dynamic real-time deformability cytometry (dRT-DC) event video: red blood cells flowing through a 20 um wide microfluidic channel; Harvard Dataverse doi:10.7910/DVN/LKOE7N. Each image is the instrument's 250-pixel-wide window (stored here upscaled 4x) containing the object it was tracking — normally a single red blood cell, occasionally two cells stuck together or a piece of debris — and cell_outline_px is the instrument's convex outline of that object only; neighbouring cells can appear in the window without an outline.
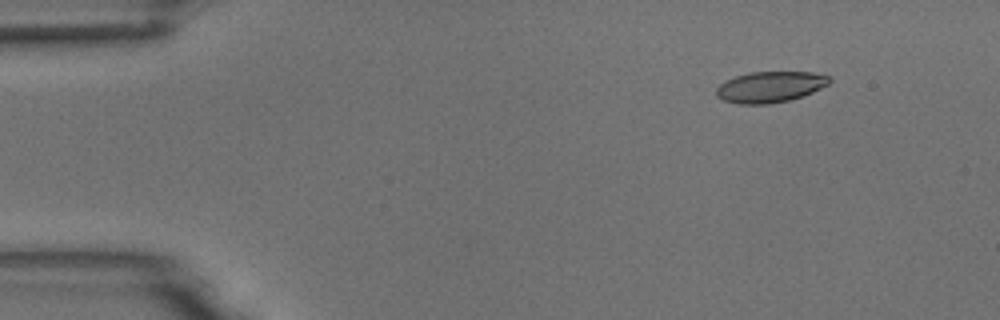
{"species": "common noctule bat (a hibernating species)", "species_latin": "Nyctalus noctula", "temperature_condition": "room temperature", "stored_images_in_passage": 5, "camera_frame_rate_fps": 3000, "um_per_image_px": 0.085, "animal": {"sex": "male", "body_mass_g": 18.8}, "frame": {"image": 1, "passage_image": 2, "time_ms": 0.333, "image_size_px": [1000, 320], "cell_outline_px": [[832, 80], [828, 84], [812, 92], [788, 100], [768, 104], [740, 104], [724, 100], [716, 96], [716, 88], [720, 84], [736, 76], [748, 72], [812, 72], [832, 76]], "centroid_in_image_um": [65.47, 7.38], "position_along_channel_um": 19.5, "area_um2": 20.29}}
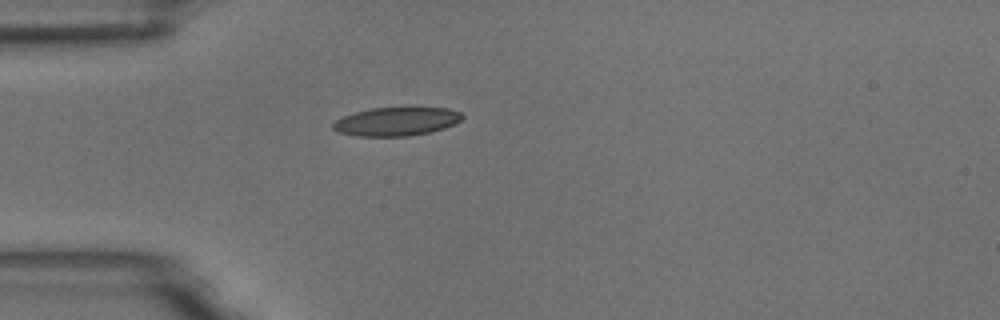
{"frame": {"image": 2, "passage_image": 4, "time_ms": 1.0, "image_size_px": [1000, 320], "cell_outline_px": [[464, 116], [460, 120], [444, 128], [432, 132], [408, 136], [356, 136], [340, 132], [332, 128], [332, 124], [336, 120], [344, 116], [356, 112], [372, 108], [448, 108], [460, 112]], "centroid_in_image_um": [33.7, 10.33], "position_along_channel_um": 51.3, "area_um2": 21.27}}